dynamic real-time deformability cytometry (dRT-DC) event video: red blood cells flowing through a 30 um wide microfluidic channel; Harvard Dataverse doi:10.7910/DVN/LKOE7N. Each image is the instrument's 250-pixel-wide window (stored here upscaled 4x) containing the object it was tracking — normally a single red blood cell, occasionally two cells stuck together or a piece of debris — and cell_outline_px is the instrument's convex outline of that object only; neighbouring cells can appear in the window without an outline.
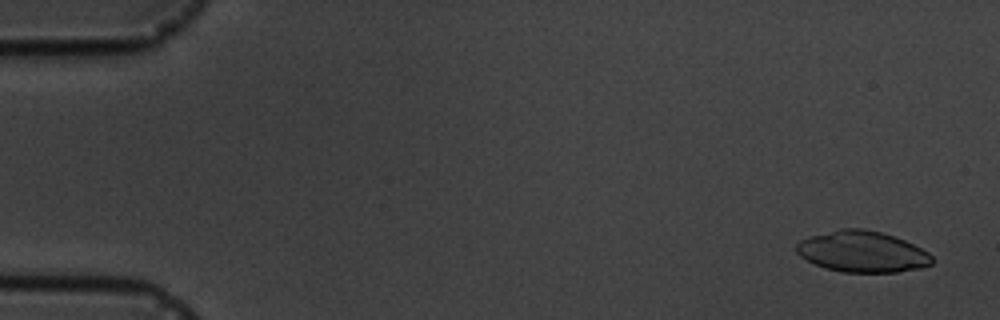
{"species": "common noctule bat (a hibernating species)", "species_latin": "Nyctalus noctula", "temperature_condition": "cold", "stored_images_in_passage": 4, "camera_frame_rate_fps": 3000, "um_per_image_px": 0.085, "animal": {"sex": "male", "body_mass_g": 19.5, "forearm_length_mm": 54.6}, "frame": {"image": 1, "passage_image": 1, "time_ms": 0.0, "image_size_px": [1000, 320], "cell_outline_px": [[932, 264], [920, 268], [896, 272], [844, 272], [824, 268], [800, 256], [796, 252], [796, 244], [800, 240], [812, 236], [840, 228], [864, 228], [880, 232], [904, 240], [928, 252], [932, 256]], "centroid_in_image_um": [73.28, 21.39], "position_along_channel_um": 11.7, "area_um2": 32.25}}